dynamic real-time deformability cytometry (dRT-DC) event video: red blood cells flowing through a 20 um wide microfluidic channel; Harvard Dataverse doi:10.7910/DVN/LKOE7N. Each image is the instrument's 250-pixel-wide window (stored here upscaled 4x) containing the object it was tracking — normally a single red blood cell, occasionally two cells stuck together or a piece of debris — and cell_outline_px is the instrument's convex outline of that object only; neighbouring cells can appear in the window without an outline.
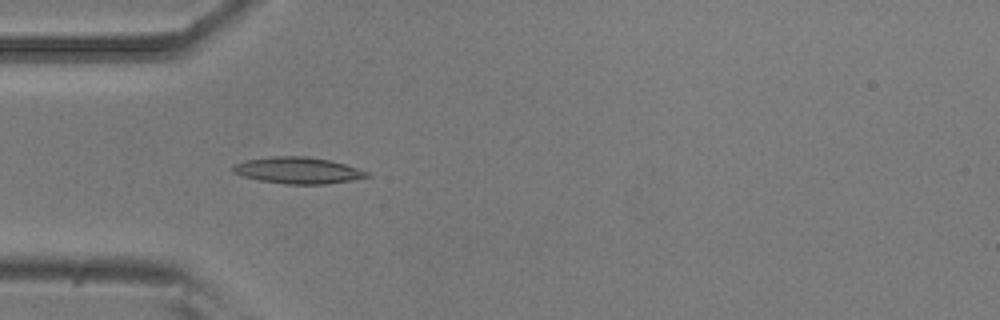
{"species": "common noctule bat (a hibernating species)", "species_latin": "Nyctalus noctula", "temperature_condition": "room temperature", "stored_images_in_passage": 33, "camera_frame_rate_fps": 3000, "um_per_image_px": 0.085, "animal": {"sex": "male", "body_mass_g": 20.5, "forearm_length_mm": 52.5}, "frame": {"image": 1, "passage_image": 8, "time_ms": 2.333, "image_size_px": [1000, 320], "cell_outline_px": [[372, 176], [324, 184], [284, 184], [260, 180], [244, 176], [232, 172], [232, 164], [248, 160], [272, 156], [304, 156], [328, 160], [344, 164], [368, 172]], "centroid_in_image_um": [25.28, 14.48], "position_along_channel_um": 59.7, "area_um2": 20.35}}
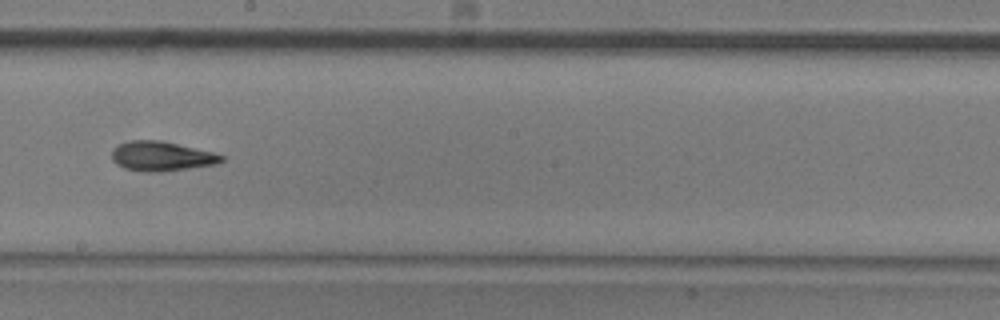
{"frame": {"image": 2, "passage_image": 22, "time_ms": 7.0, "image_size_px": [1000, 320], "cell_outline_px": [[224, 160], [216, 164], [188, 168], [152, 172], [144, 172], [124, 168], [116, 164], [112, 160], [112, 152], [120, 144], [128, 140], [160, 140], [212, 152], [224, 156]], "centroid_in_image_um": [13.71, 13.28], "position_along_channel_um": 234.5, "area_um2": 18.61}}
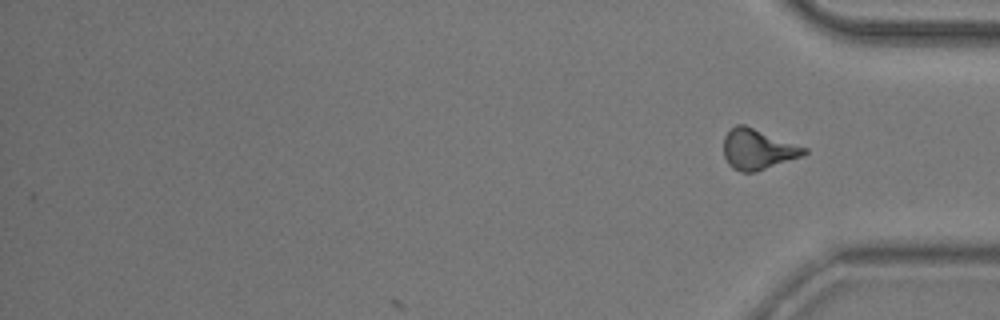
{"frame": {"image": 3, "passage_image": 33, "time_ms": 10.667, "image_size_px": [1000, 320], "cell_outline_px": [[808, 152], [800, 156], [756, 172], [740, 172], [732, 168], [728, 164], [724, 156], [724, 136], [736, 124], [744, 124], [808, 148]], "centroid_in_image_um": [64.39, 12.69], "position_along_channel_um": 370.8, "area_um2": 18.84}, "authors_computed_cell_mechanics": {"area_um2": 18.7272, "velocity_mm_per_s": 3.7738, "shape_relaxation_time_tau1_ms": 4.1209, "shape_relaxation_time_tau2_ms": 5.5999, "deformation_change_tau1": 0.1412, "deformation_change_tau2": 0.1477}}